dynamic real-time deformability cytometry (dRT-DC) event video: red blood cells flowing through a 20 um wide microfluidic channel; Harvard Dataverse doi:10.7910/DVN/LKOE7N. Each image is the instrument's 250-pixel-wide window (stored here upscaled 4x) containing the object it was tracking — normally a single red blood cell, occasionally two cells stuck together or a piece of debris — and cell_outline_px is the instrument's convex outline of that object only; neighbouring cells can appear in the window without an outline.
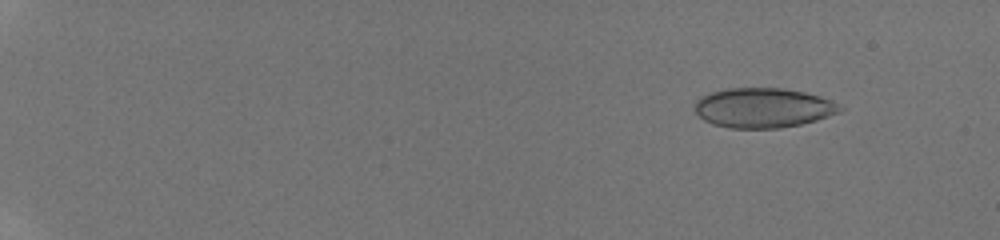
{"species": "human", "species_latin": "Homo sapiens", "temperature_condition": "room temperature", "stored_images_in_passage": 53, "camera_frame_rate_fps": 3000, "um_per_image_px": 0.085, "donor": {"sex": "male"}, "frame": {"image": 1, "passage_image": 7, "time_ms": 2.0, "image_size_px": [1000, 240], "cell_outline_px": [[844, 108], [840, 112], [816, 120], [800, 124], [780, 128], [728, 128], [712, 124], [704, 120], [696, 112], [696, 100], [700, 96], [708, 92], [728, 88], [784, 88], [804, 92], [820, 96], [832, 100]], "centroid_in_image_um": [64.86, 9.16], "position_along_channel_um": 20.1, "area_um2": 33.76}}
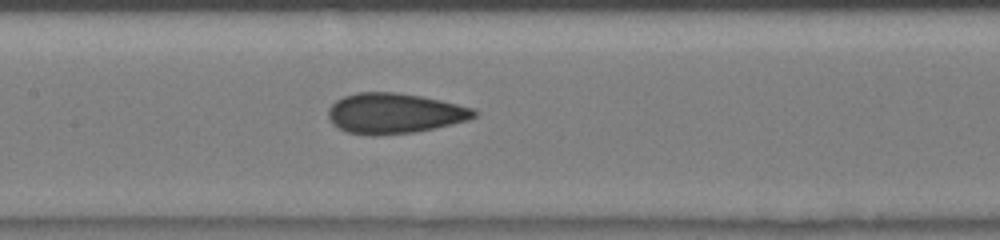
{"frame": {"image": 2, "passage_image": 30, "time_ms": 9.667, "image_size_px": [1000, 240], "cell_outline_px": [[480, 112], [476, 116], [468, 120], [452, 124], [412, 132], [376, 136], [368, 136], [348, 132], [332, 124], [328, 120], [328, 108], [336, 100], [344, 96], [356, 92], [396, 92], [420, 96], [440, 100], [472, 108]], "centroid_in_image_um": [33.49, 9.63], "position_along_channel_um": 173.9, "area_um2": 34.33}}
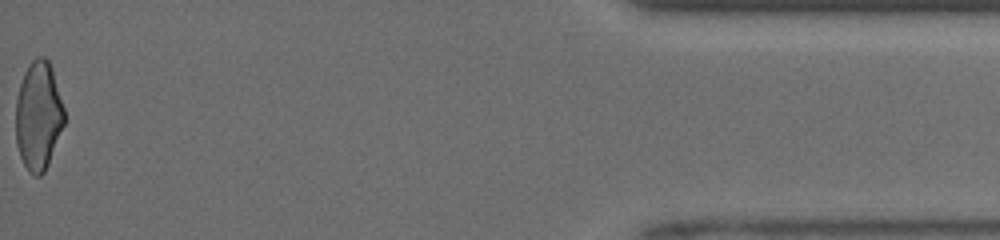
{"frame": {"image": 3, "passage_image": 53, "time_ms": 17.333, "image_size_px": [1000, 240], "cell_outline_px": [[64, 124], [48, 164], [44, 172], [40, 176], [36, 176], [28, 172], [20, 156], [16, 144], [16, 100], [20, 84], [24, 72], [32, 60], [36, 56], [44, 56], [48, 60], [52, 68], [64, 108]], "centroid_in_image_um": [3.26, 9.84], "position_along_channel_um": 431.9, "area_um2": 30.69}, "authors_computed_cell_mechanics": {"area_um2": 33.7552, "velocity_mm_per_s": 4.2501, "shape_relaxation_time_tau1_ms": null, "shape_relaxation_time_tau2_ms": 1.2137, "deformation_change_tau1": null, "deformation_change_tau2": 0.0578}}